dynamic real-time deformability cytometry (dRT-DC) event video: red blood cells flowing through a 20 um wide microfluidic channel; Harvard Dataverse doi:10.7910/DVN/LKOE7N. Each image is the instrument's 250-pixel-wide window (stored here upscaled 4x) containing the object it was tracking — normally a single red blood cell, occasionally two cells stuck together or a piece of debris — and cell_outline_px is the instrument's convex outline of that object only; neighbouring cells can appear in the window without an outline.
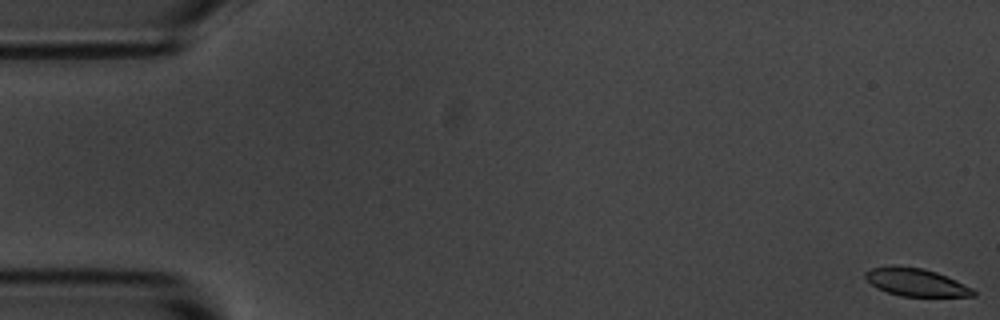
{"species": "common noctule bat (a hibernating species)", "species_latin": "Nyctalus noctula", "temperature_condition": "room temperature", "stored_images_in_passage": 16, "camera_frame_rate_fps": 3000, "um_per_image_px": 0.085, "animal": {"sex": "male", "body_mass_g": 20.1, "forearm_length_mm": 53.5}, "frame": {"image": 1, "passage_image": 1, "time_ms": 0.0, "image_size_px": [1000, 320], "cell_outline_px": [[976, 296], [900, 296], [876, 288], [864, 276], [864, 272], [872, 268], [892, 264], [924, 268], [936, 272], [956, 280], [972, 288], [976, 292]], "centroid_in_image_um": [77.83, 23.97], "position_along_channel_um": 7.2, "area_um2": 17.57}}
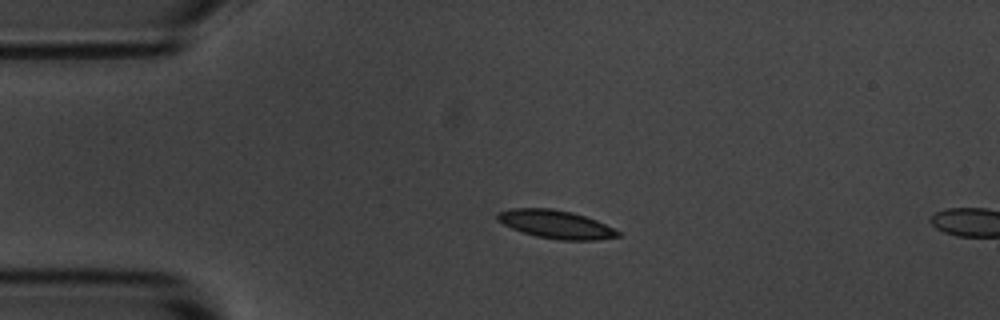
{"frame": {"image": 2, "passage_image": 13, "time_ms": 4.0, "image_size_px": [1000, 320], "cell_outline_px": [[620, 236], [596, 240], [560, 240], [536, 236], [512, 228], [496, 220], [496, 212], [512, 208], [552, 208], [572, 212], [596, 220], [620, 232]], "centroid_in_image_um": [47.21, 19.06], "position_along_channel_um": 37.8, "area_um2": 19.71}}